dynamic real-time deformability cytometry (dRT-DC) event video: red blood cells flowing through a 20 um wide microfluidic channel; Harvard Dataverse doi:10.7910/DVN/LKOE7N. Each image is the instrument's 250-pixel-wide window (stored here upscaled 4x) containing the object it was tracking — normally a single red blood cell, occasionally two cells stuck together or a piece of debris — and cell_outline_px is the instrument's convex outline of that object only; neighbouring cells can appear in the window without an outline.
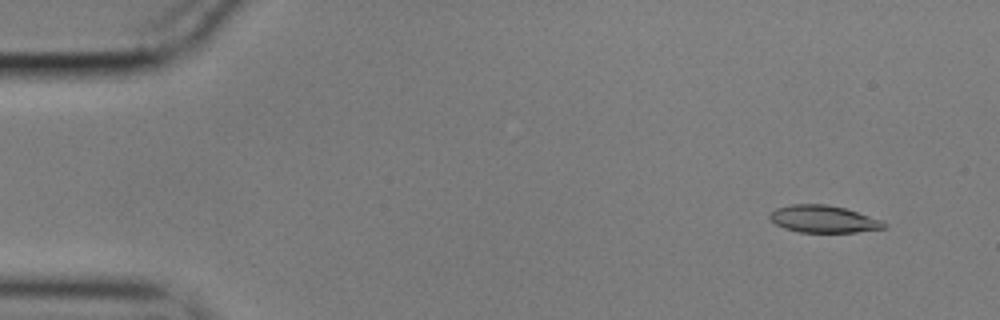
{"species": "common noctule bat (a hibernating species)", "species_latin": "Nyctalus noctula", "temperature_condition": "cold", "stored_images_in_passage": 14, "camera_frame_rate_fps": 3000, "um_per_image_px": 0.085, "animal": {"sex": "male", "body_mass_g": 17.9}, "frame": {"image": 1, "passage_image": 2, "time_ms": 0.333, "image_size_px": [1000, 320], "cell_outline_px": [[888, 224], [884, 228], [856, 232], [800, 232], [784, 228], [776, 224], [768, 216], [768, 212], [776, 208], [792, 204], [824, 204], [844, 208], [880, 220]], "centroid_in_image_um": [69.94, 18.62], "position_along_channel_um": 15.1, "area_um2": 17.92}}
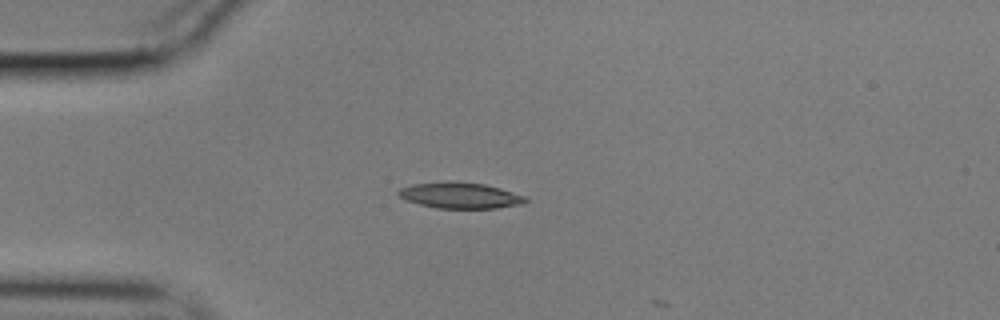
{"frame": {"image": 2, "passage_image": 12, "time_ms": 3.667, "image_size_px": [1000, 320], "cell_outline_px": [[528, 200], [524, 204], [496, 208], [436, 208], [420, 204], [408, 200], [400, 196], [396, 192], [400, 188], [412, 184], [452, 180], [484, 184], [500, 188], [528, 196]], "centroid_in_image_um": [39.15, 16.6], "position_along_channel_um": 45.8, "area_um2": 19.42}}